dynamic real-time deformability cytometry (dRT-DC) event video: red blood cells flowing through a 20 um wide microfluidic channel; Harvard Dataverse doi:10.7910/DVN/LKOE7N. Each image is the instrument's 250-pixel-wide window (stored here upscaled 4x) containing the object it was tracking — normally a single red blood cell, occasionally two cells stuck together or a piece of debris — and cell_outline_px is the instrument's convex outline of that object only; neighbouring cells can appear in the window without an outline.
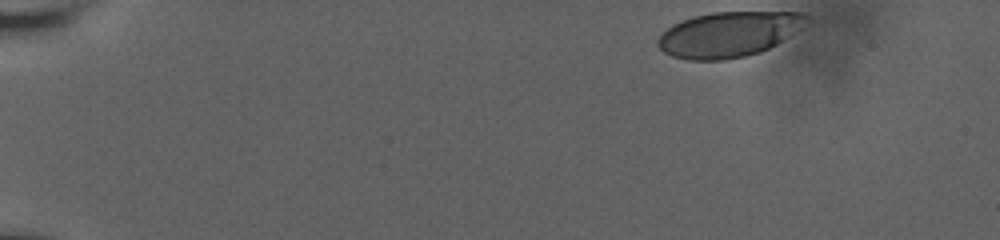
{"species": "human", "species_latin": "Homo sapiens", "temperature_condition": "room temperature", "stored_images_in_passage": 31, "camera_frame_rate_fps": 3000, "um_per_image_px": 0.085, "donor": {"sex": "male"}, "frame": {"image": 1, "passage_image": 1, "time_ms": 0.0, "image_size_px": [1000, 240], "cell_outline_px": [[812, 20], [776, 44], [760, 52], [744, 56], [724, 60], [688, 60], [672, 56], [664, 52], [656, 44], [656, 40], [672, 24], [692, 16], [712, 12], [804, 12]], "centroid_in_image_um": [61.93, 2.9], "position_along_channel_um": 23.1, "area_um2": 39.19}}
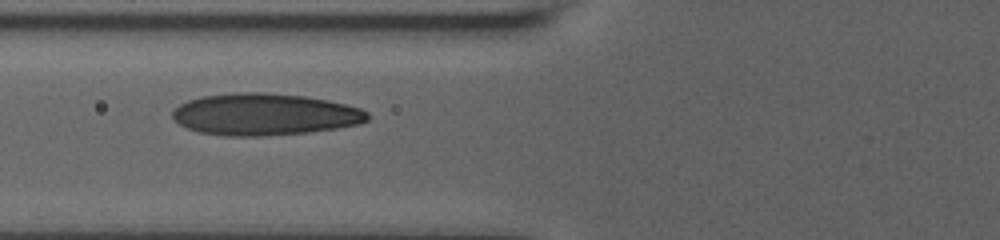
{"frame": {"image": 2, "passage_image": 20, "time_ms": 5.667, "image_size_px": [1000, 240], "cell_outline_px": [[368, 120], [360, 124], [336, 128], [308, 132], [264, 136], [224, 136], [200, 132], [188, 128], [180, 124], [172, 116], [172, 112], [180, 104], [188, 100], [200, 96], [232, 92], [264, 92], [304, 96], [328, 100], [360, 108], [368, 112]], "centroid_in_image_um": [22.49, 9.71], "position_along_channel_um": 103.3, "area_um2": 47.63}}
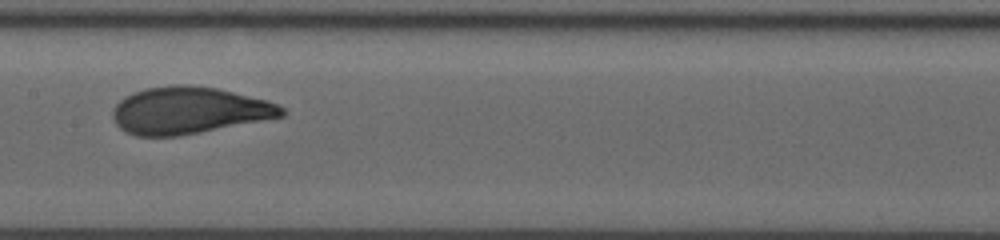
{"frame": {"image": 3, "passage_image": 30, "time_ms": 8.0, "image_size_px": [1000, 240], "cell_outline_px": [[284, 116], [200, 132], [176, 136], [136, 136], [120, 128], [116, 124], [112, 116], [112, 108], [124, 96], [144, 88], [176, 84], [188, 84], [216, 88], [268, 100], [284, 108]], "centroid_in_image_um": [16.02, 9.37], "position_along_channel_um": 191.4, "area_um2": 46.12}}